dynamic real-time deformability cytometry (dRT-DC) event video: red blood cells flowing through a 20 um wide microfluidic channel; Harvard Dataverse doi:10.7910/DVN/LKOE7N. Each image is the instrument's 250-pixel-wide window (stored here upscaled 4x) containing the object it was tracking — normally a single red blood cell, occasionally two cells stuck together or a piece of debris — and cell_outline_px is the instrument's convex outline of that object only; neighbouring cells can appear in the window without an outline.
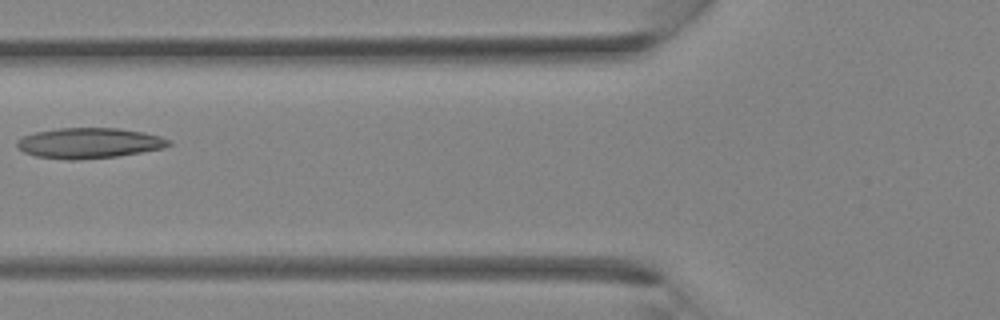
{"species": "Egyptian fruit bat (a non-hibernating species)", "species_latin": "Rousettus aegyptiacus", "temperature_condition": "room temperature", "stored_images_in_passage": 26, "camera_frame_rate_fps": 3000, "um_per_image_px": 0.085, "animal": {"sex": "female"}, "frame": {"image": 1, "passage_image": 5, "time_ms": 1.333, "image_size_px": [1000, 320], "cell_outline_px": [[172, 144], [164, 148], [116, 156], [76, 160], [68, 160], [36, 156], [24, 152], [16, 144], [16, 140], [24, 136], [36, 132], [60, 128], [120, 128], [144, 132], [160, 136], [172, 140]], "centroid_in_image_um": [7.61, 12.16], "position_along_channel_um": 118.2, "area_um2": 26.88}}
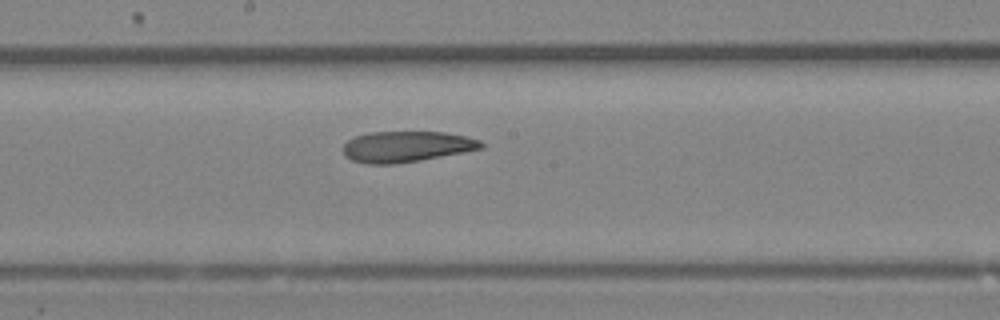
{"frame": {"image": 2, "passage_image": 10, "time_ms": 3.0, "image_size_px": [1000, 320], "cell_outline_px": [[484, 148], [420, 160], [396, 164], [368, 164], [352, 160], [344, 156], [344, 144], [348, 140], [356, 136], [368, 132], [444, 132], [464, 136], [480, 140], [484, 144]], "centroid_in_image_um": [34.53, 12.46], "position_along_channel_um": 213.7, "area_um2": 24.74}}
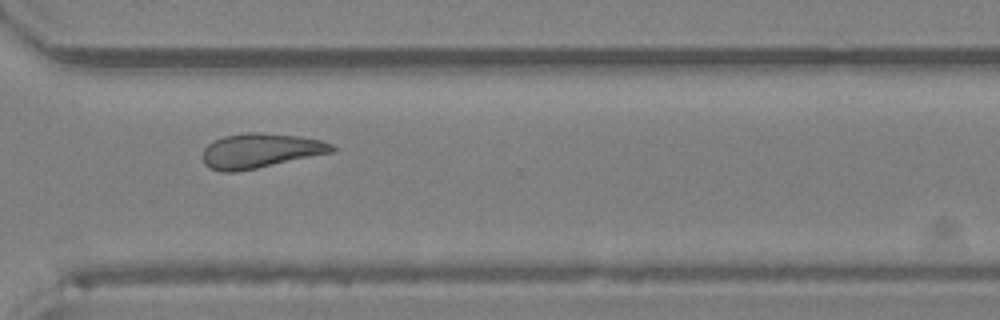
{"frame": {"image": 3, "passage_image": 17, "time_ms": 5.333, "image_size_px": [1000, 320], "cell_outline_px": [[336, 148], [332, 152], [256, 168], [236, 172], [220, 172], [204, 164], [200, 156], [204, 148], [212, 140], [224, 136], [248, 132], [260, 132], [300, 136], [320, 140], [332, 144]], "centroid_in_image_um": [22.06, 12.8], "position_along_channel_um": 348.5, "area_um2": 26.13}}